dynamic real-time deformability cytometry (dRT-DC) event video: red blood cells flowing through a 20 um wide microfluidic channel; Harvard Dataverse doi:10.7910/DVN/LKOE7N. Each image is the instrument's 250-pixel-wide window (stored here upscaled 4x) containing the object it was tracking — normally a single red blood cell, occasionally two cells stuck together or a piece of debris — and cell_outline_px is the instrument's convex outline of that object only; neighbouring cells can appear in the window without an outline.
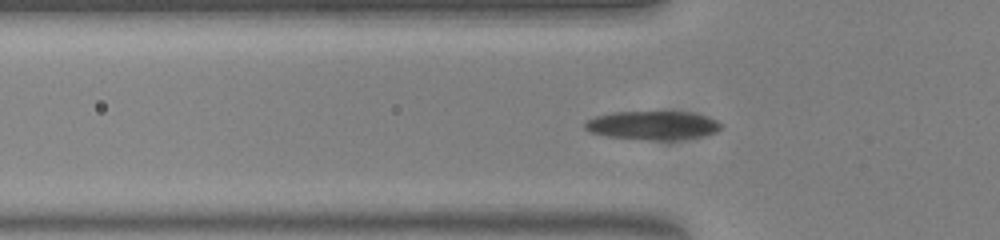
{"species": "common noctule bat (a hibernating species)", "species_latin": "Nyctalus noctula", "temperature_condition": "warm", "stored_images_in_passage": 43, "camera_frame_rate_fps": 3000, "um_per_image_px": 0.085, "animal": {"sex": "female", "body_mass_g": 23.0, "forearm_length_mm": 53.4}, "frame": {"image": 1, "passage_image": 4, "time_ms": 1.0, "image_size_px": [1000, 240], "cell_outline_px": [[724, 128], [716, 132], [700, 136], [672, 140], [640, 140], [608, 136], [588, 132], [584, 128], [584, 124], [588, 120], [596, 116], [612, 112], [688, 112], [708, 116], [724, 124]], "centroid_in_image_um": [55.5, 10.66], "position_along_channel_um": 70.3, "area_um2": 22.95}}
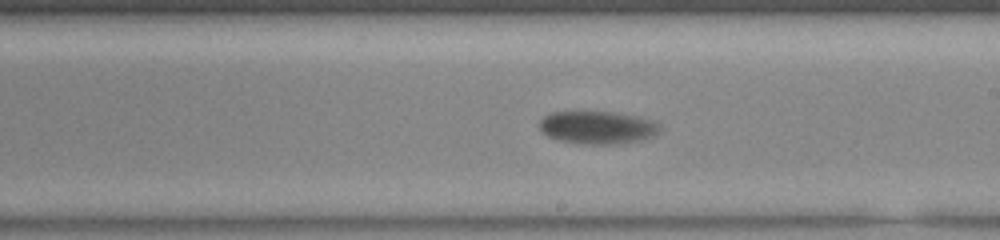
{"frame": {"image": 2, "passage_image": 18, "time_ms": 5.667, "image_size_px": [1000, 240], "cell_outline_px": [[660, 132], [652, 136], [640, 140], [616, 144], [580, 144], [560, 140], [548, 136], [540, 132], [540, 120], [544, 116], [552, 112], [612, 112], [640, 116], [652, 120], [660, 124]], "centroid_in_image_um": [50.8, 10.83], "position_along_channel_um": 238.2, "area_um2": 23.12}}
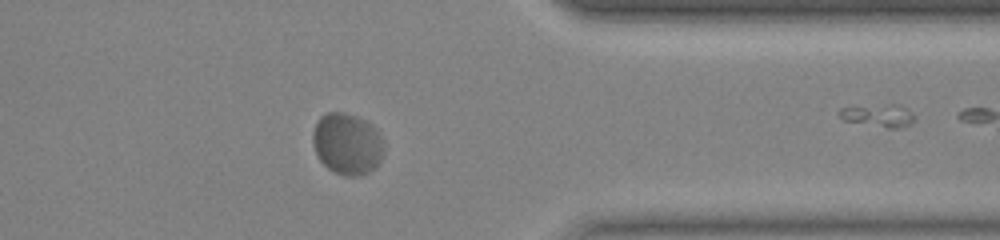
{"frame": {"image": 3, "passage_image": 31, "time_ms": 10.0, "image_size_px": [1000, 240], "cell_outline_px": [[384, 152], [376, 168], [360, 176], [344, 176], [328, 168], [320, 160], [312, 144], [312, 132], [320, 116], [328, 112], [344, 112], [356, 116], [372, 124], [380, 132], [384, 144]], "centroid_in_image_um": [29.53, 12.22], "position_along_channel_um": 381.9, "area_um2": 25.78}, "authors_computed_cell_mechanics": {"area_um2": 23.9292, "velocity_mm_per_s": 3.5966, "shape_relaxation_time_tau1_ms": 5.2002, "shape_relaxation_time_tau2_ms": null, "deformation_change_tau1": 0.1119, "deformation_change_tau2": null}}